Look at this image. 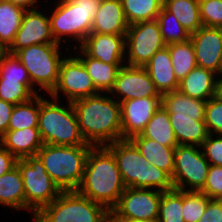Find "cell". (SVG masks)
<instances>
[{
    "instance_id": "obj_1",
    "label": "cell",
    "mask_w": 222,
    "mask_h": 222,
    "mask_svg": "<svg viewBox=\"0 0 222 222\" xmlns=\"http://www.w3.org/2000/svg\"><path fill=\"white\" fill-rule=\"evenodd\" d=\"M79 131L92 146L122 139L120 103L109 93H98L72 102Z\"/></svg>"
},
{
    "instance_id": "obj_2",
    "label": "cell",
    "mask_w": 222,
    "mask_h": 222,
    "mask_svg": "<svg viewBox=\"0 0 222 222\" xmlns=\"http://www.w3.org/2000/svg\"><path fill=\"white\" fill-rule=\"evenodd\" d=\"M125 189L113 153L106 146H93L88 153L83 178L76 191L112 210Z\"/></svg>"
},
{
    "instance_id": "obj_3",
    "label": "cell",
    "mask_w": 222,
    "mask_h": 222,
    "mask_svg": "<svg viewBox=\"0 0 222 222\" xmlns=\"http://www.w3.org/2000/svg\"><path fill=\"white\" fill-rule=\"evenodd\" d=\"M113 153L126 187L168 191L174 189L172 177L143 157L129 139L106 145Z\"/></svg>"
},
{
    "instance_id": "obj_4",
    "label": "cell",
    "mask_w": 222,
    "mask_h": 222,
    "mask_svg": "<svg viewBox=\"0 0 222 222\" xmlns=\"http://www.w3.org/2000/svg\"><path fill=\"white\" fill-rule=\"evenodd\" d=\"M50 98L46 99L41 93L39 94L38 129L43 144L91 145L86 143L79 131L72 103L66 102V100L64 103L52 97Z\"/></svg>"
},
{
    "instance_id": "obj_5",
    "label": "cell",
    "mask_w": 222,
    "mask_h": 222,
    "mask_svg": "<svg viewBox=\"0 0 222 222\" xmlns=\"http://www.w3.org/2000/svg\"><path fill=\"white\" fill-rule=\"evenodd\" d=\"M92 147L43 144L36 155L62 191H76L81 184L87 156Z\"/></svg>"
},
{
    "instance_id": "obj_6",
    "label": "cell",
    "mask_w": 222,
    "mask_h": 222,
    "mask_svg": "<svg viewBox=\"0 0 222 222\" xmlns=\"http://www.w3.org/2000/svg\"><path fill=\"white\" fill-rule=\"evenodd\" d=\"M62 47L64 45L59 43L35 44L15 53L27 69L32 85L36 89L39 87V92L45 91V96L56 86L61 62L65 53L70 52L67 47L66 50H61Z\"/></svg>"
},
{
    "instance_id": "obj_7",
    "label": "cell",
    "mask_w": 222,
    "mask_h": 222,
    "mask_svg": "<svg viewBox=\"0 0 222 222\" xmlns=\"http://www.w3.org/2000/svg\"><path fill=\"white\" fill-rule=\"evenodd\" d=\"M109 210L77 191H63L32 219L36 222H108Z\"/></svg>"
},
{
    "instance_id": "obj_8",
    "label": "cell",
    "mask_w": 222,
    "mask_h": 222,
    "mask_svg": "<svg viewBox=\"0 0 222 222\" xmlns=\"http://www.w3.org/2000/svg\"><path fill=\"white\" fill-rule=\"evenodd\" d=\"M51 4L54 7L53 9L51 8L48 15L55 41L61 45L65 41L64 44H66L68 49H72L68 45L69 42L75 43L73 48L80 47L91 33L92 23L95 20L97 10L81 9L71 0L56 1V4ZM67 38L70 39L68 40Z\"/></svg>"
},
{
    "instance_id": "obj_9",
    "label": "cell",
    "mask_w": 222,
    "mask_h": 222,
    "mask_svg": "<svg viewBox=\"0 0 222 222\" xmlns=\"http://www.w3.org/2000/svg\"><path fill=\"white\" fill-rule=\"evenodd\" d=\"M19 168L25 191L26 211L31 218L44 206L50 204L63 191L51 179L37 155L18 159Z\"/></svg>"
},
{
    "instance_id": "obj_10",
    "label": "cell",
    "mask_w": 222,
    "mask_h": 222,
    "mask_svg": "<svg viewBox=\"0 0 222 222\" xmlns=\"http://www.w3.org/2000/svg\"><path fill=\"white\" fill-rule=\"evenodd\" d=\"M209 167L201 147L177 145L172 176L174 189L201 191L205 186Z\"/></svg>"
},
{
    "instance_id": "obj_11",
    "label": "cell",
    "mask_w": 222,
    "mask_h": 222,
    "mask_svg": "<svg viewBox=\"0 0 222 222\" xmlns=\"http://www.w3.org/2000/svg\"><path fill=\"white\" fill-rule=\"evenodd\" d=\"M72 53H67L69 55H66L62 60L58 82L48 97L57 100H61L63 97V99H67V102L72 103L75 100L99 93L82 61Z\"/></svg>"
},
{
    "instance_id": "obj_12",
    "label": "cell",
    "mask_w": 222,
    "mask_h": 222,
    "mask_svg": "<svg viewBox=\"0 0 222 222\" xmlns=\"http://www.w3.org/2000/svg\"><path fill=\"white\" fill-rule=\"evenodd\" d=\"M125 36V64L130 66H144L157 51L167 46L156 19L129 25Z\"/></svg>"
},
{
    "instance_id": "obj_13",
    "label": "cell",
    "mask_w": 222,
    "mask_h": 222,
    "mask_svg": "<svg viewBox=\"0 0 222 222\" xmlns=\"http://www.w3.org/2000/svg\"><path fill=\"white\" fill-rule=\"evenodd\" d=\"M161 195L156 189L126 187L112 210L123 218L157 220Z\"/></svg>"
},
{
    "instance_id": "obj_14",
    "label": "cell",
    "mask_w": 222,
    "mask_h": 222,
    "mask_svg": "<svg viewBox=\"0 0 222 222\" xmlns=\"http://www.w3.org/2000/svg\"><path fill=\"white\" fill-rule=\"evenodd\" d=\"M109 94L121 103L142 97H162L143 66L124 64L118 71L114 86Z\"/></svg>"
},
{
    "instance_id": "obj_15",
    "label": "cell",
    "mask_w": 222,
    "mask_h": 222,
    "mask_svg": "<svg viewBox=\"0 0 222 222\" xmlns=\"http://www.w3.org/2000/svg\"><path fill=\"white\" fill-rule=\"evenodd\" d=\"M39 9L40 7L25 10L14 42L6 50L8 53L15 54L22 48L35 44L57 43L52 34L48 12L43 8L40 9L41 11Z\"/></svg>"
},
{
    "instance_id": "obj_16",
    "label": "cell",
    "mask_w": 222,
    "mask_h": 222,
    "mask_svg": "<svg viewBox=\"0 0 222 222\" xmlns=\"http://www.w3.org/2000/svg\"><path fill=\"white\" fill-rule=\"evenodd\" d=\"M161 105L162 97H142L121 102L122 139L141 134Z\"/></svg>"
},
{
    "instance_id": "obj_17",
    "label": "cell",
    "mask_w": 222,
    "mask_h": 222,
    "mask_svg": "<svg viewBox=\"0 0 222 222\" xmlns=\"http://www.w3.org/2000/svg\"><path fill=\"white\" fill-rule=\"evenodd\" d=\"M197 67L222 74V28L202 26L191 34Z\"/></svg>"
},
{
    "instance_id": "obj_18",
    "label": "cell",
    "mask_w": 222,
    "mask_h": 222,
    "mask_svg": "<svg viewBox=\"0 0 222 222\" xmlns=\"http://www.w3.org/2000/svg\"><path fill=\"white\" fill-rule=\"evenodd\" d=\"M126 34L91 32L80 48L89 56L104 63H125Z\"/></svg>"
},
{
    "instance_id": "obj_19",
    "label": "cell",
    "mask_w": 222,
    "mask_h": 222,
    "mask_svg": "<svg viewBox=\"0 0 222 222\" xmlns=\"http://www.w3.org/2000/svg\"><path fill=\"white\" fill-rule=\"evenodd\" d=\"M154 82L160 95L179 88V81L172 67L171 55L167 47L157 51L143 66Z\"/></svg>"
},
{
    "instance_id": "obj_20",
    "label": "cell",
    "mask_w": 222,
    "mask_h": 222,
    "mask_svg": "<svg viewBox=\"0 0 222 222\" xmlns=\"http://www.w3.org/2000/svg\"><path fill=\"white\" fill-rule=\"evenodd\" d=\"M0 144L17 159H24L36 155L42 148L43 141L38 127H28L26 129L7 130L0 137Z\"/></svg>"
},
{
    "instance_id": "obj_21",
    "label": "cell",
    "mask_w": 222,
    "mask_h": 222,
    "mask_svg": "<svg viewBox=\"0 0 222 222\" xmlns=\"http://www.w3.org/2000/svg\"><path fill=\"white\" fill-rule=\"evenodd\" d=\"M121 0H101L91 32L101 34H126L128 30Z\"/></svg>"
},
{
    "instance_id": "obj_22",
    "label": "cell",
    "mask_w": 222,
    "mask_h": 222,
    "mask_svg": "<svg viewBox=\"0 0 222 222\" xmlns=\"http://www.w3.org/2000/svg\"><path fill=\"white\" fill-rule=\"evenodd\" d=\"M71 51L82 61L97 91L109 93L114 86L119 69L125 63H104L89 57L80 47L73 48Z\"/></svg>"
},
{
    "instance_id": "obj_23",
    "label": "cell",
    "mask_w": 222,
    "mask_h": 222,
    "mask_svg": "<svg viewBox=\"0 0 222 222\" xmlns=\"http://www.w3.org/2000/svg\"><path fill=\"white\" fill-rule=\"evenodd\" d=\"M178 145L201 147L209 137L205 116H169Z\"/></svg>"
},
{
    "instance_id": "obj_24",
    "label": "cell",
    "mask_w": 222,
    "mask_h": 222,
    "mask_svg": "<svg viewBox=\"0 0 222 222\" xmlns=\"http://www.w3.org/2000/svg\"><path fill=\"white\" fill-rule=\"evenodd\" d=\"M217 74L211 70L195 67L179 83L185 95L207 101L214 97Z\"/></svg>"
},
{
    "instance_id": "obj_25",
    "label": "cell",
    "mask_w": 222,
    "mask_h": 222,
    "mask_svg": "<svg viewBox=\"0 0 222 222\" xmlns=\"http://www.w3.org/2000/svg\"><path fill=\"white\" fill-rule=\"evenodd\" d=\"M129 140L148 162L173 176L175 148L163 146L144 136H133Z\"/></svg>"
},
{
    "instance_id": "obj_26",
    "label": "cell",
    "mask_w": 222,
    "mask_h": 222,
    "mask_svg": "<svg viewBox=\"0 0 222 222\" xmlns=\"http://www.w3.org/2000/svg\"><path fill=\"white\" fill-rule=\"evenodd\" d=\"M0 205L16 212L26 210L23 178L17 165L0 176Z\"/></svg>"
},
{
    "instance_id": "obj_27",
    "label": "cell",
    "mask_w": 222,
    "mask_h": 222,
    "mask_svg": "<svg viewBox=\"0 0 222 222\" xmlns=\"http://www.w3.org/2000/svg\"><path fill=\"white\" fill-rule=\"evenodd\" d=\"M207 101L192 98L180 90L162 95V106L169 116H205Z\"/></svg>"
},
{
    "instance_id": "obj_28",
    "label": "cell",
    "mask_w": 222,
    "mask_h": 222,
    "mask_svg": "<svg viewBox=\"0 0 222 222\" xmlns=\"http://www.w3.org/2000/svg\"><path fill=\"white\" fill-rule=\"evenodd\" d=\"M136 136H144L167 147L175 148L178 145L169 114L162 105L148 121L142 133Z\"/></svg>"
},
{
    "instance_id": "obj_29",
    "label": "cell",
    "mask_w": 222,
    "mask_h": 222,
    "mask_svg": "<svg viewBox=\"0 0 222 222\" xmlns=\"http://www.w3.org/2000/svg\"><path fill=\"white\" fill-rule=\"evenodd\" d=\"M25 10L6 0H0V44L7 50L14 42Z\"/></svg>"
},
{
    "instance_id": "obj_30",
    "label": "cell",
    "mask_w": 222,
    "mask_h": 222,
    "mask_svg": "<svg viewBox=\"0 0 222 222\" xmlns=\"http://www.w3.org/2000/svg\"><path fill=\"white\" fill-rule=\"evenodd\" d=\"M163 6L189 31L197 32L203 25L200 19L199 0H163Z\"/></svg>"
},
{
    "instance_id": "obj_31",
    "label": "cell",
    "mask_w": 222,
    "mask_h": 222,
    "mask_svg": "<svg viewBox=\"0 0 222 222\" xmlns=\"http://www.w3.org/2000/svg\"><path fill=\"white\" fill-rule=\"evenodd\" d=\"M128 25L155 20L163 7V0H121Z\"/></svg>"
},
{
    "instance_id": "obj_32",
    "label": "cell",
    "mask_w": 222,
    "mask_h": 222,
    "mask_svg": "<svg viewBox=\"0 0 222 222\" xmlns=\"http://www.w3.org/2000/svg\"><path fill=\"white\" fill-rule=\"evenodd\" d=\"M171 55L172 67L180 82L191 70L197 67L195 50L190 40L166 46Z\"/></svg>"
},
{
    "instance_id": "obj_33",
    "label": "cell",
    "mask_w": 222,
    "mask_h": 222,
    "mask_svg": "<svg viewBox=\"0 0 222 222\" xmlns=\"http://www.w3.org/2000/svg\"><path fill=\"white\" fill-rule=\"evenodd\" d=\"M39 119V94L29 101L16 104L13 108L8 130L38 127Z\"/></svg>"
},
{
    "instance_id": "obj_34",
    "label": "cell",
    "mask_w": 222,
    "mask_h": 222,
    "mask_svg": "<svg viewBox=\"0 0 222 222\" xmlns=\"http://www.w3.org/2000/svg\"><path fill=\"white\" fill-rule=\"evenodd\" d=\"M37 90L31 80L0 79V99L13 105L29 101L41 93Z\"/></svg>"
},
{
    "instance_id": "obj_35",
    "label": "cell",
    "mask_w": 222,
    "mask_h": 222,
    "mask_svg": "<svg viewBox=\"0 0 222 222\" xmlns=\"http://www.w3.org/2000/svg\"><path fill=\"white\" fill-rule=\"evenodd\" d=\"M162 38L166 45L172 43H184L190 40L191 34L164 6L156 18Z\"/></svg>"
},
{
    "instance_id": "obj_36",
    "label": "cell",
    "mask_w": 222,
    "mask_h": 222,
    "mask_svg": "<svg viewBox=\"0 0 222 222\" xmlns=\"http://www.w3.org/2000/svg\"><path fill=\"white\" fill-rule=\"evenodd\" d=\"M183 190L163 191L159 205L158 222H184Z\"/></svg>"
},
{
    "instance_id": "obj_37",
    "label": "cell",
    "mask_w": 222,
    "mask_h": 222,
    "mask_svg": "<svg viewBox=\"0 0 222 222\" xmlns=\"http://www.w3.org/2000/svg\"><path fill=\"white\" fill-rule=\"evenodd\" d=\"M211 199L201 191L183 190V219L184 222H198L204 214Z\"/></svg>"
},
{
    "instance_id": "obj_38",
    "label": "cell",
    "mask_w": 222,
    "mask_h": 222,
    "mask_svg": "<svg viewBox=\"0 0 222 222\" xmlns=\"http://www.w3.org/2000/svg\"><path fill=\"white\" fill-rule=\"evenodd\" d=\"M0 79L6 80H31L27 69L15 54L7 51L0 59Z\"/></svg>"
},
{
    "instance_id": "obj_39",
    "label": "cell",
    "mask_w": 222,
    "mask_h": 222,
    "mask_svg": "<svg viewBox=\"0 0 222 222\" xmlns=\"http://www.w3.org/2000/svg\"><path fill=\"white\" fill-rule=\"evenodd\" d=\"M199 11L203 26L222 28V0H199Z\"/></svg>"
},
{
    "instance_id": "obj_40",
    "label": "cell",
    "mask_w": 222,
    "mask_h": 222,
    "mask_svg": "<svg viewBox=\"0 0 222 222\" xmlns=\"http://www.w3.org/2000/svg\"><path fill=\"white\" fill-rule=\"evenodd\" d=\"M204 122L210 134L222 135V102L214 97L207 100Z\"/></svg>"
},
{
    "instance_id": "obj_41",
    "label": "cell",
    "mask_w": 222,
    "mask_h": 222,
    "mask_svg": "<svg viewBox=\"0 0 222 222\" xmlns=\"http://www.w3.org/2000/svg\"><path fill=\"white\" fill-rule=\"evenodd\" d=\"M201 192L210 199L222 200V166L210 164L207 180Z\"/></svg>"
},
{
    "instance_id": "obj_42",
    "label": "cell",
    "mask_w": 222,
    "mask_h": 222,
    "mask_svg": "<svg viewBox=\"0 0 222 222\" xmlns=\"http://www.w3.org/2000/svg\"><path fill=\"white\" fill-rule=\"evenodd\" d=\"M201 149L209 164L222 166V135L210 134Z\"/></svg>"
},
{
    "instance_id": "obj_43",
    "label": "cell",
    "mask_w": 222,
    "mask_h": 222,
    "mask_svg": "<svg viewBox=\"0 0 222 222\" xmlns=\"http://www.w3.org/2000/svg\"><path fill=\"white\" fill-rule=\"evenodd\" d=\"M198 222H222V200L211 199Z\"/></svg>"
},
{
    "instance_id": "obj_44",
    "label": "cell",
    "mask_w": 222,
    "mask_h": 222,
    "mask_svg": "<svg viewBox=\"0 0 222 222\" xmlns=\"http://www.w3.org/2000/svg\"><path fill=\"white\" fill-rule=\"evenodd\" d=\"M15 105L0 99V137L8 130L10 117Z\"/></svg>"
},
{
    "instance_id": "obj_45",
    "label": "cell",
    "mask_w": 222,
    "mask_h": 222,
    "mask_svg": "<svg viewBox=\"0 0 222 222\" xmlns=\"http://www.w3.org/2000/svg\"><path fill=\"white\" fill-rule=\"evenodd\" d=\"M17 158L0 144V176L16 166Z\"/></svg>"
},
{
    "instance_id": "obj_46",
    "label": "cell",
    "mask_w": 222,
    "mask_h": 222,
    "mask_svg": "<svg viewBox=\"0 0 222 222\" xmlns=\"http://www.w3.org/2000/svg\"><path fill=\"white\" fill-rule=\"evenodd\" d=\"M6 1L12 3L13 5L19 6L24 10L37 9L38 5L41 6L40 2H42L40 0H6Z\"/></svg>"
},
{
    "instance_id": "obj_47",
    "label": "cell",
    "mask_w": 222,
    "mask_h": 222,
    "mask_svg": "<svg viewBox=\"0 0 222 222\" xmlns=\"http://www.w3.org/2000/svg\"><path fill=\"white\" fill-rule=\"evenodd\" d=\"M84 10H98L101 0H71Z\"/></svg>"
},
{
    "instance_id": "obj_48",
    "label": "cell",
    "mask_w": 222,
    "mask_h": 222,
    "mask_svg": "<svg viewBox=\"0 0 222 222\" xmlns=\"http://www.w3.org/2000/svg\"><path fill=\"white\" fill-rule=\"evenodd\" d=\"M108 222H158L157 220H136L118 216L113 210H109Z\"/></svg>"
},
{
    "instance_id": "obj_49",
    "label": "cell",
    "mask_w": 222,
    "mask_h": 222,
    "mask_svg": "<svg viewBox=\"0 0 222 222\" xmlns=\"http://www.w3.org/2000/svg\"><path fill=\"white\" fill-rule=\"evenodd\" d=\"M214 98L222 102V74L217 75Z\"/></svg>"
},
{
    "instance_id": "obj_50",
    "label": "cell",
    "mask_w": 222,
    "mask_h": 222,
    "mask_svg": "<svg viewBox=\"0 0 222 222\" xmlns=\"http://www.w3.org/2000/svg\"><path fill=\"white\" fill-rule=\"evenodd\" d=\"M5 52H6V49L0 44V59Z\"/></svg>"
}]
</instances>
